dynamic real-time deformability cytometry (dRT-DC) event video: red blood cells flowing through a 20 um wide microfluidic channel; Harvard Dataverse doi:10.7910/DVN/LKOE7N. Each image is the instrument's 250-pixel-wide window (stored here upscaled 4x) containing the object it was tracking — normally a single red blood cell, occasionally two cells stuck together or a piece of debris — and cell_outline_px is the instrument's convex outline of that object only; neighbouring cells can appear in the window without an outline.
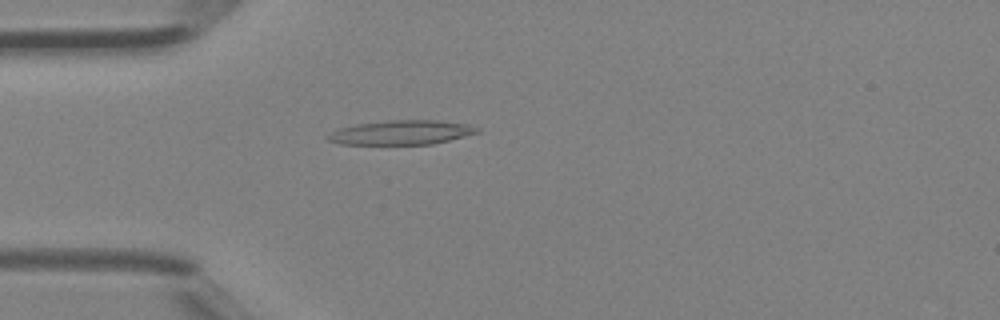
{"species": "Egyptian fruit bat (a non-hibernating species)", "species_latin": "Rousettus aegyptiacus", "temperature_condition": "room temperature", "stored_images_in_passage": 5, "camera_frame_rate_fps": 3000, "um_per_image_px": 0.085, "animal": {"sex": "female"}, "frame": {"image": 1, "passage_image": 5, "time_ms": 1.333, "image_size_px": [1000, 320], "cell_outline_px": [[480, 132], [432, 144], [340, 144], [328, 140], [324, 136], [340, 128], [356, 124], [388, 120], [436, 120], [468, 124], [480, 128]], "centroid_in_image_um": [34.11, 11.25], "position_along_channel_um": 50.9, "area_um2": 21.1}}